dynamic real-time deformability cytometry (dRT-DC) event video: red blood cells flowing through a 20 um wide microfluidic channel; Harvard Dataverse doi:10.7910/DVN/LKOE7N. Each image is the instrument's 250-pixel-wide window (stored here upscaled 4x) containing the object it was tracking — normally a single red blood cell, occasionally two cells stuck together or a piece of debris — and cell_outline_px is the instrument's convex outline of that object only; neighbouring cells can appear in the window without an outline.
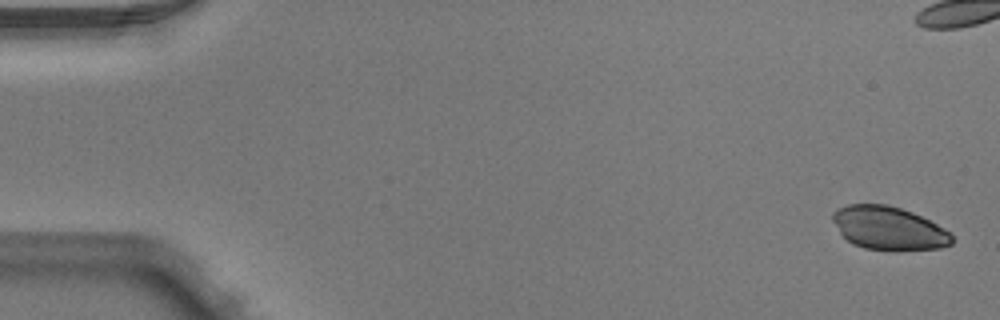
{"species": "Egyptian fruit bat (a non-hibernating species)", "species_latin": "Rousettus aegyptiacus", "temperature_condition": "warm", "stored_images_in_passage": 5, "camera_frame_rate_fps": 3000, "um_per_image_px": 0.085, "animal": {"sex": "male"}, "frame": {"image": 1, "passage_image": 1, "time_ms": 0.0, "image_size_px": [1000, 320], "cell_outline_px": [[952, 244], [940, 248], [900, 252], [892, 252], [864, 248], [852, 244], [840, 232], [832, 220], [832, 212], [836, 208], [848, 204], [884, 204], [900, 208], [912, 212], [944, 228], [952, 236]], "centroid_in_image_um": [75.53, 19.42], "position_along_channel_um": 9.5, "area_um2": 30.46}}